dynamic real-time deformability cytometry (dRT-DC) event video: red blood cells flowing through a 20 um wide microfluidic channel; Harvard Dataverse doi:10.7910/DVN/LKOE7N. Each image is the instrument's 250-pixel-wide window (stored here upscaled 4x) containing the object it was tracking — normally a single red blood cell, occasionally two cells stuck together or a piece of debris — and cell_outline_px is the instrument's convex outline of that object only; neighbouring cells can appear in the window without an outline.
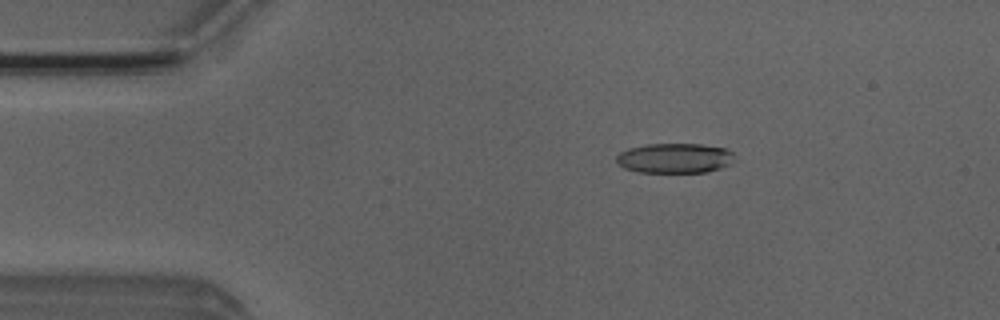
{"species": "Egyptian fruit bat (a non-hibernating species)", "species_latin": "Rousettus aegyptiacus", "temperature_condition": "room temperature", "stored_images_in_passage": 4, "camera_frame_rate_fps": 3000, "um_per_image_px": 0.085, "animal": {"sex": "male"}, "frame": {"image": 1, "passage_image": 2, "time_ms": 1.0, "image_size_px": [1000, 320], "cell_outline_px": [[736, 156], [728, 164], [720, 168], [704, 172], [636, 172], [624, 168], [616, 160], [616, 156], [620, 152], [628, 148], [644, 144], [700, 144], [724, 148], [732, 152]], "centroid_in_image_um": [57.32, 13.44], "position_along_channel_um": 27.7, "area_um2": 20.52}}